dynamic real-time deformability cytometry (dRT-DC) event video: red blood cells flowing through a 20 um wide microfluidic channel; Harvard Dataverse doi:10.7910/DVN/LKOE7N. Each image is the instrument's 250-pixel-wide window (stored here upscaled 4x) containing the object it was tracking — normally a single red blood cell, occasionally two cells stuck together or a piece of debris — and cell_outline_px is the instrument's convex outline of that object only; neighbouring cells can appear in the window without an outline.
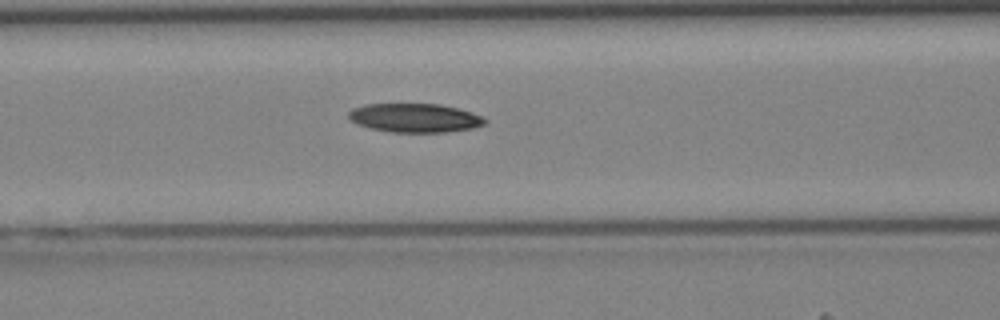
{"species": "Egyptian fruit bat (a non-hibernating species)", "species_latin": "Rousettus aegyptiacus", "temperature_condition": "cold", "stored_images_in_passage": 28, "camera_frame_rate_fps": 3000, "um_per_image_px": 0.085, "animal": {"sex": "female"}, "frame": {"image": 1, "passage_image": 7, "time_ms": 2.0, "image_size_px": [1000, 320], "cell_outline_px": [[488, 120], [484, 124], [472, 128], [444, 132], [388, 132], [356, 124], [348, 116], [348, 112], [352, 108], [364, 104], [440, 104], [472, 112]], "centroid_in_image_um": [35.23, 10.02], "position_along_channel_um": 131.4, "area_um2": 22.83}}
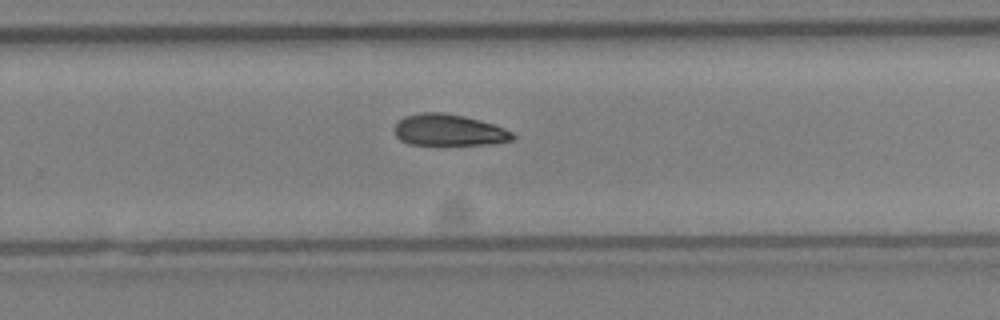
{"frame": {"image": 2, "passage_image": 17, "time_ms": 5.333, "image_size_px": [1000, 320], "cell_outline_px": [[516, 136], [512, 140], [496, 144], [408, 144], [400, 140], [396, 136], [396, 124], [400, 120], [408, 116], [420, 112], [440, 112], [464, 116], [480, 120], [492, 124], [512, 132]], "centroid_in_image_um": [38.18, 11.06], "position_along_channel_um": 291.6, "area_um2": 21.39}}
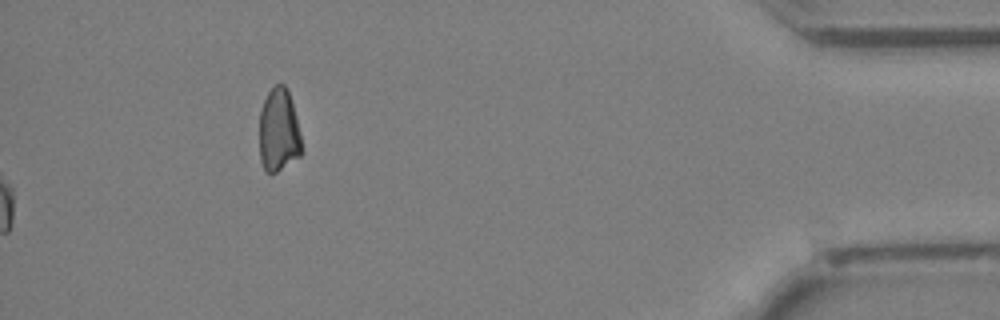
{"frame": {"image": 3, "passage_image": 28, "time_ms": 9.0, "image_size_px": [1000, 320], "cell_outline_px": [[300, 156], [276, 172], [264, 172], [260, 160], [260, 112], [264, 100], [268, 92], [276, 84], [284, 84], [288, 92], [292, 104], [300, 132]], "centroid_in_image_um": [23.66, 11.11], "position_along_channel_um": 411.5, "area_um2": 20.17}}